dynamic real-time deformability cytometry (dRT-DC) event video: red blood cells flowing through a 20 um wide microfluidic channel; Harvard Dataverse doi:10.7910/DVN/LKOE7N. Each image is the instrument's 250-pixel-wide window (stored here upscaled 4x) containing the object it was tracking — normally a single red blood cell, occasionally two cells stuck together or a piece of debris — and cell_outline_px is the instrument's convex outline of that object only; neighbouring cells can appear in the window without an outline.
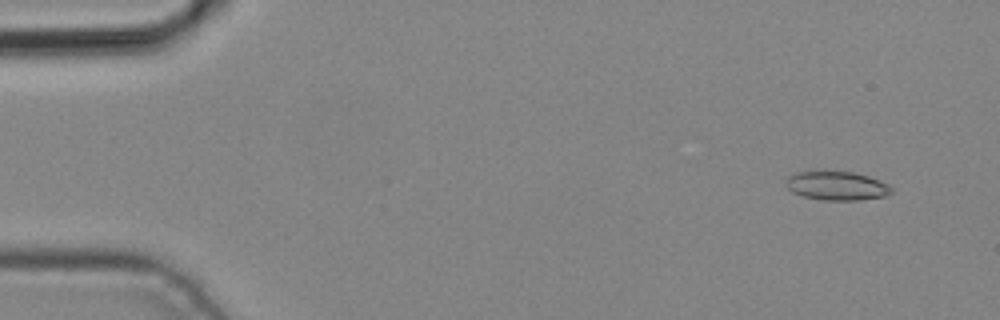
{"species": "common noctule bat (a hibernating species)", "species_latin": "Nyctalus noctula", "temperature_condition": "cold", "stored_images_in_passage": 4, "camera_frame_rate_fps": 3000, "um_per_image_px": 0.085, "animal": {"sex": "male", "body_mass_g": 19.2, "forearm_length_mm": 51.8}, "frame": {"image": 1, "passage_image": 1, "time_ms": 0.0, "image_size_px": [1000, 320], "cell_outline_px": [[892, 192], [888, 196], [860, 200], [824, 200], [804, 196], [792, 192], [788, 188], [788, 176], [796, 172], [856, 172], [880, 180], [888, 184], [892, 188]], "centroid_in_image_um": [71.2, 15.8], "position_along_channel_um": 13.8, "area_um2": 17.57}}
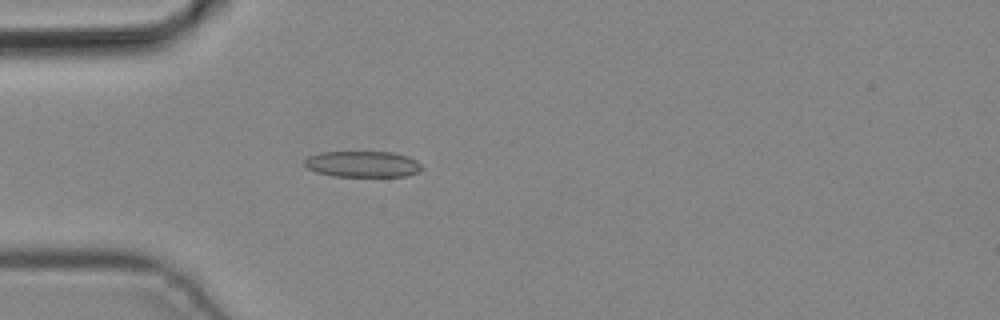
{"frame": {"image": 2, "passage_image": 4, "time_ms": 1.0, "image_size_px": [1000, 320], "cell_outline_px": [[424, 168], [420, 172], [408, 176], [332, 176], [316, 172], [308, 168], [304, 164], [304, 160], [308, 156], [320, 152], [392, 152], [408, 156], [416, 160]], "centroid_in_image_um": [30.85, 13.95], "position_along_channel_um": 54.2, "area_um2": 17.98}}